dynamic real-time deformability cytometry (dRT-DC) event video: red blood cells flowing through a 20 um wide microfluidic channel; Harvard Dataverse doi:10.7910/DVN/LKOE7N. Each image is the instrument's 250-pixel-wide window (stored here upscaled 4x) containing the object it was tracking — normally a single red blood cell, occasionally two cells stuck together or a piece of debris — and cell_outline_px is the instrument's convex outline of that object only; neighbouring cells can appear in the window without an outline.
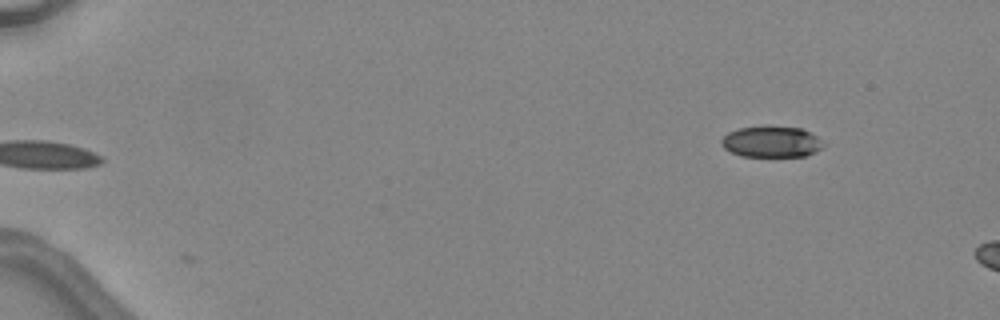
{"species": "common noctule bat (a hibernating species)", "species_latin": "Nyctalus noctula", "temperature_condition": "warm", "stored_images_in_passage": 4, "camera_frame_rate_fps": 3000, "um_per_image_px": 0.085, "animal": {"sex": "female", "body_mass_g": 24.6, "forearm_length_mm": 56.2}, "frame": {"image": 1, "passage_image": 4, "time_ms": 3.667, "image_size_px": [1000, 320], "cell_outline_px": [[824, 144], [816, 152], [804, 156], [740, 156], [724, 148], [720, 144], [720, 140], [728, 132], [740, 128], [764, 124], [768, 124], [800, 128], [816, 136]], "centroid_in_image_um": [65.53, 12.02], "position_along_channel_um": 19.5, "area_um2": 18.79}}